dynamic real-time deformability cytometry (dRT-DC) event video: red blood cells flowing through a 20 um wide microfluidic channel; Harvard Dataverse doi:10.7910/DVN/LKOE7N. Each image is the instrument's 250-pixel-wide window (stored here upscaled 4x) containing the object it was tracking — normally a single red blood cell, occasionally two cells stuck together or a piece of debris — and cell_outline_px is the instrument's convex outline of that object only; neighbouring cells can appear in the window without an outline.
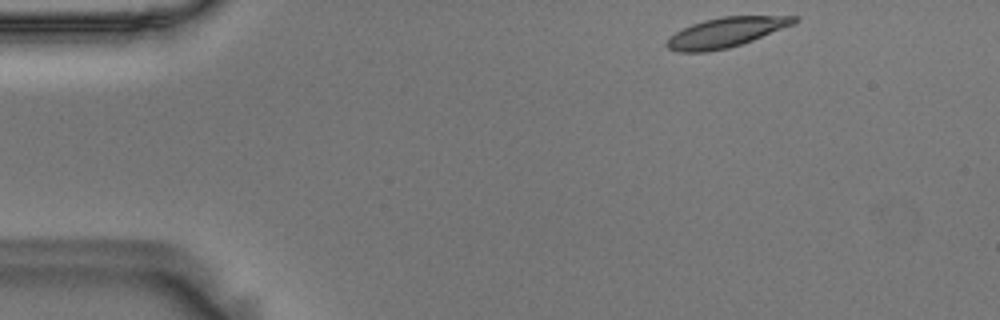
{"species": "Egyptian fruit bat (a non-hibernating species)", "species_latin": "Rousettus aegyptiacus", "temperature_condition": "room temperature", "stored_images_in_passage": 49, "camera_frame_rate_fps": 3000, "um_per_image_px": 0.085, "animal": {"sex": "male"}, "frame": {"image": 1, "passage_image": 1, "time_ms": 0.0, "image_size_px": [1000, 320], "cell_outline_px": [[800, 20], [792, 24], [752, 40], [728, 48], [704, 52], [676, 52], [668, 48], [664, 44], [668, 36], [692, 24], [704, 20], [724, 16], [796, 16]], "centroid_in_image_um": [61.63, 2.76], "position_along_channel_um": 23.4, "area_um2": 21.85}}
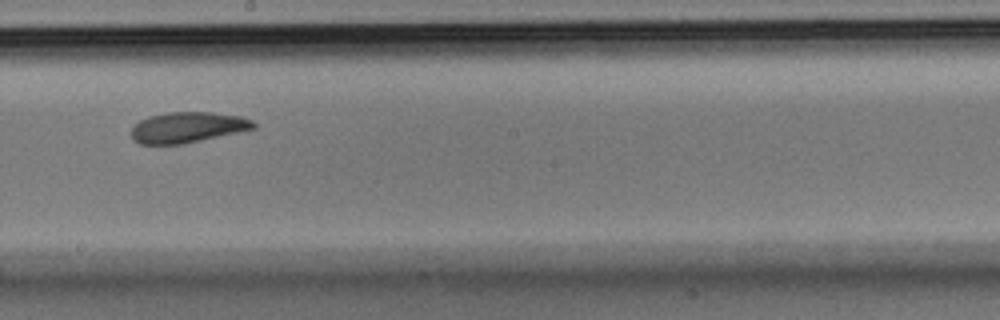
{"frame": {"image": 2, "passage_image": 25, "time_ms": 8.0, "image_size_px": [1000, 320], "cell_outline_px": [[256, 128], [240, 132], [184, 144], [140, 144], [132, 140], [132, 128], [140, 120], [148, 116], [168, 112], [212, 112], [240, 116], [252, 120], [256, 124]], "centroid_in_image_um": [15.96, 10.83], "position_along_channel_um": 232.2, "area_um2": 21.96}}
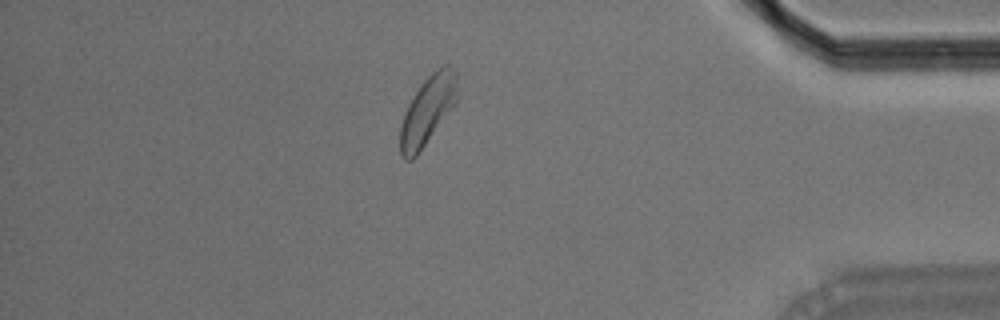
{"frame": {"image": 3, "passage_image": 42, "time_ms": 13.667, "image_size_px": [1000, 320], "cell_outline_px": [[456, 104], [416, 156], [412, 160], [404, 160], [400, 156], [400, 128], [404, 112], [408, 104], [420, 84], [432, 72], [444, 64], [448, 64], [456, 72]], "centroid_in_image_um": [36.33, 9.39], "position_along_channel_um": 398.9, "area_um2": 22.77}, "authors_computed_cell_mechanics": {"area_um2": 22.6576, "velocity_mm_per_s": 3.5638, "shape_relaxation_time_tau1_ms": 4.3963, "shape_relaxation_time_tau2_ms": 3.2463, "deformation_change_tau1": 0.1203, "deformation_change_tau2": 0.082}}